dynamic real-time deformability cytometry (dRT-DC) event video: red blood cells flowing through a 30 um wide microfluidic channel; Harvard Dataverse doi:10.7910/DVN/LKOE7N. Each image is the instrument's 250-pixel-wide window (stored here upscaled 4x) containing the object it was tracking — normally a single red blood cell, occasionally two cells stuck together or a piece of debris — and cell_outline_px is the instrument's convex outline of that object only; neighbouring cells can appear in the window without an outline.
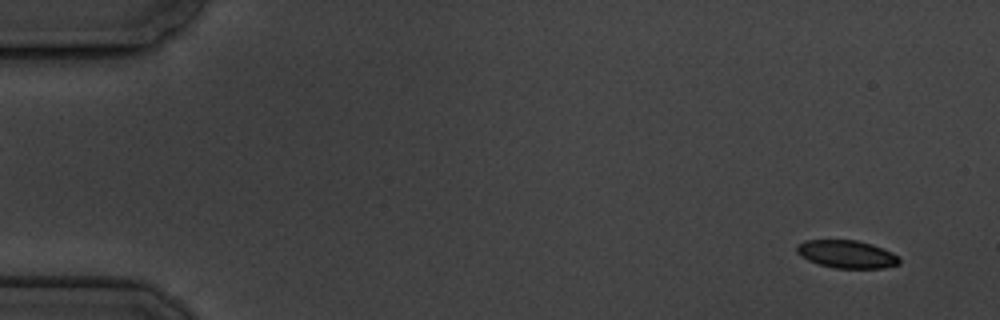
{"species": "common noctule bat (a hibernating species)", "species_latin": "Nyctalus noctula", "temperature_condition": "cold", "stored_images_in_passage": 6, "segment_of_instrument_passage": [2, 2], "camera_frame_rate_fps": 3000, "um_per_image_px": 0.085, "animal": {"sex": "male", "body_mass_g": 19.5, "forearm_length_mm": 54.6}, "frame": {"image": 1, "passage_image": 6, "time_ms": 6.0, "image_size_px": [1000, 320], "cell_outline_px": [[900, 264], [884, 268], [836, 268], [820, 264], [808, 260], [800, 256], [796, 252], [796, 244], [804, 240], [856, 240], [872, 244], [892, 252], [900, 256]], "centroid_in_image_um": [71.98, 21.6], "position_along_channel_um": 13.0, "area_um2": 16.76}}